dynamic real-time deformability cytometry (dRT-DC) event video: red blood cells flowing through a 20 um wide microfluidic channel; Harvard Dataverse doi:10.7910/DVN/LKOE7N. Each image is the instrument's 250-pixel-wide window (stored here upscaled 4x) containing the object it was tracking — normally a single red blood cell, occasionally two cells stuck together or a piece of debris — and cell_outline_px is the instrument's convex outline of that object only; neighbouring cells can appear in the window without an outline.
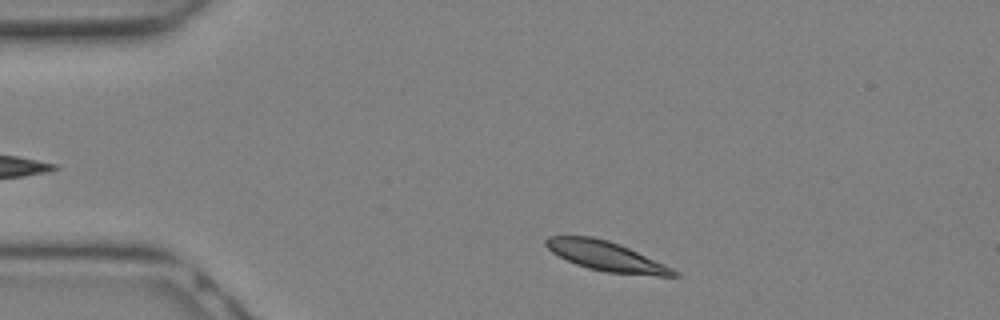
{"species": "Egyptian fruit bat (a non-hibernating species)", "species_latin": "Rousettus aegyptiacus", "temperature_condition": "warm", "stored_images_in_passage": 4, "camera_frame_rate_fps": 3000, "um_per_image_px": 0.085, "animal": {"sex": "female"}, "frame": {"image": 1, "passage_image": 1, "time_ms": 0.0, "image_size_px": [1000, 320], "cell_outline_px": [[680, 276], [656, 276], [604, 272], [588, 268], [576, 264], [552, 252], [544, 244], [544, 240], [548, 236], [592, 236], [608, 240], [628, 248], [664, 264], [680, 272]], "centroid_in_image_um": [51.53, 21.78], "position_along_channel_um": 33.5, "area_um2": 21.91}}